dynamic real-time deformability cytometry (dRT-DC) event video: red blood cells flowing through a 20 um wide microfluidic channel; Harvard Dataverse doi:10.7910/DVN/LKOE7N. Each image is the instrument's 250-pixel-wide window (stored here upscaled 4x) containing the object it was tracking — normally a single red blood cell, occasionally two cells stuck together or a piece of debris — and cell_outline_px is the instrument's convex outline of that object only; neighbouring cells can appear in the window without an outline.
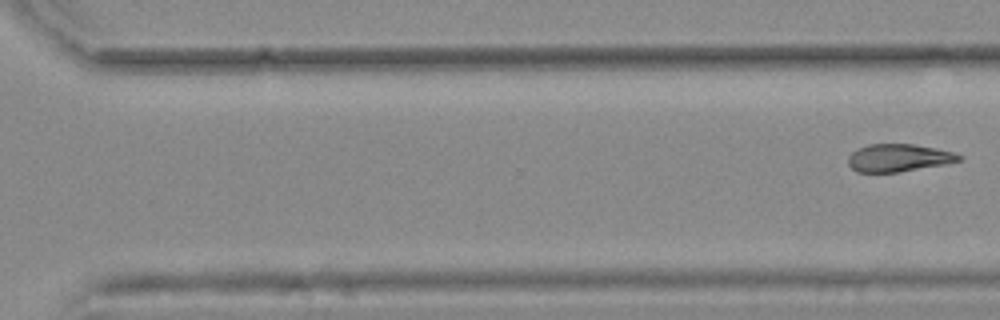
{"species": "common noctule bat (a hibernating species)", "species_latin": "Nyctalus noctula", "temperature_condition": "warm", "stored_images_in_passage": 11, "segment_of_instrument_passage": [2, 2], "camera_frame_rate_fps": 3000, "um_per_image_px": 0.085, "animal": {"sex": "female", "body_mass_g": 25.1}, "frame": {"image": 1, "passage_image": 11, "time_ms": 3.333, "image_size_px": [1000, 320], "cell_outline_px": [[964, 156], [960, 160], [944, 164], [896, 172], [856, 172], [848, 164], [848, 156], [852, 152], [868, 144], [912, 144], [936, 148], [952, 152]], "centroid_in_image_um": [76.36, 13.41], "position_along_channel_um": 294.2, "area_um2": 17.63}}